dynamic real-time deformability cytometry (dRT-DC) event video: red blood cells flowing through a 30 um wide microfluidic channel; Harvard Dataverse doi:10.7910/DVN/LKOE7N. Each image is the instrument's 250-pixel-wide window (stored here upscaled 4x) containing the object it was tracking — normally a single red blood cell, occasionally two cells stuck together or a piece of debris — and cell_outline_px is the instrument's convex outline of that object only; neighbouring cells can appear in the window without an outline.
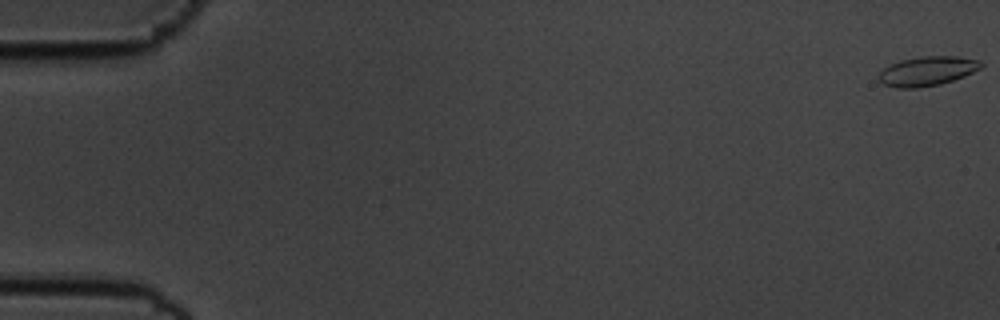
{"species": "common noctule bat (a hibernating species)", "species_latin": "Nyctalus noctula", "temperature_condition": "cold", "stored_images_in_passage": 10, "camera_frame_rate_fps": 3000, "um_per_image_px": 0.085, "animal": {"sex": "male", "body_mass_g": 19.5, "forearm_length_mm": 54.6}, "frame": {"image": 1, "passage_image": 1, "time_ms": 0.0, "image_size_px": [1000, 320], "cell_outline_px": [[984, 64], [980, 68], [964, 76], [940, 84], [920, 88], [896, 88], [884, 84], [876, 80], [876, 76], [884, 68], [900, 60], [920, 56], [956, 56], [980, 60]], "centroid_in_image_um": [78.78, 6.05], "position_along_channel_um": 6.2, "area_um2": 17.63}}